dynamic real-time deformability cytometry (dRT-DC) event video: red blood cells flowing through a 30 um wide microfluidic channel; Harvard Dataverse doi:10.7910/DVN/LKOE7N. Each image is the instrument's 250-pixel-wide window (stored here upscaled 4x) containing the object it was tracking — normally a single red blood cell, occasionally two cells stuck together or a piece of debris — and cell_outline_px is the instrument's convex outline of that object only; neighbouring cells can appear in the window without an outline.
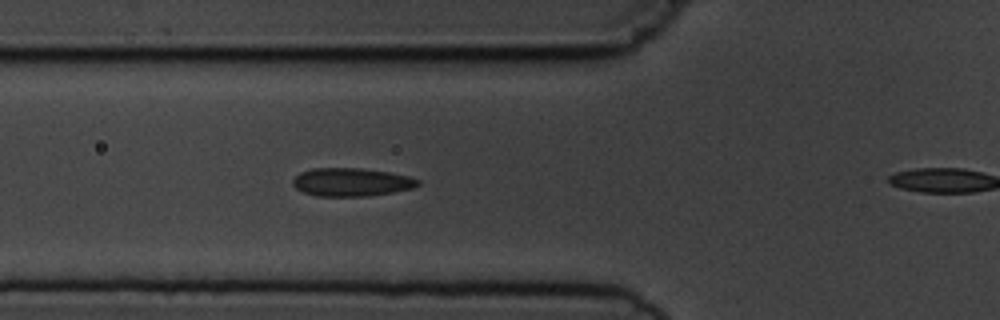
{"species": "common noctule bat (a hibernating species)", "species_latin": "Nyctalus noctula", "temperature_condition": "cold", "stored_images_in_passage": 6, "segment_of_instrument_passage": [1, 2], "camera_frame_rate_fps": 3000, "um_per_image_px": 0.085, "animal": {"sex": "male", "body_mass_g": 19.5, "forearm_length_mm": 54.6}, "frame": {"image": 1, "passage_image": 5, "time_ms": 5.333, "image_size_px": [1000, 320], "cell_outline_px": [[420, 184], [412, 188], [392, 192], [368, 196], [316, 196], [304, 192], [296, 188], [292, 184], [292, 180], [300, 172], [312, 168], [360, 168], [388, 172], [408, 176], [420, 180]], "centroid_in_image_um": [29.85, 15.48], "position_along_channel_um": 96.0, "area_um2": 20.52}}